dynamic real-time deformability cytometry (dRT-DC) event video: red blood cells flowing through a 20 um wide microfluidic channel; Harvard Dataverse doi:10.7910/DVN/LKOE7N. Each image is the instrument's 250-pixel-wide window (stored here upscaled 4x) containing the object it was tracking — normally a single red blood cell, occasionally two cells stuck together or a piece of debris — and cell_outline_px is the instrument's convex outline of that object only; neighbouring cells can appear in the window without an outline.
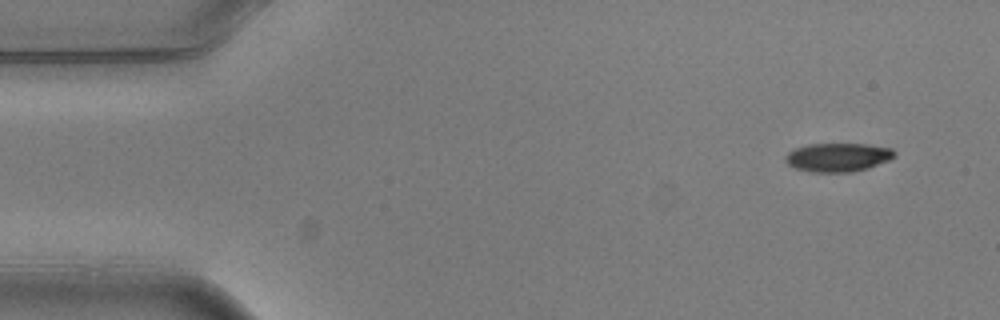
{"species": "common noctule bat (a hibernating species)", "species_latin": "Nyctalus noctula", "temperature_condition": "warm", "stored_images_in_passage": 5, "camera_frame_rate_fps": 3000, "um_per_image_px": 0.085, "animal": {"sex": "male", "body_mass_g": 20.5, "forearm_length_mm": 52.5}, "frame": {"image": 1, "passage_image": 1, "time_ms": 0.0, "image_size_px": [1000, 320], "cell_outline_px": [[896, 156], [888, 160], [868, 168], [852, 172], [812, 172], [796, 168], [788, 164], [784, 160], [784, 156], [788, 152], [796, 148], [808, 144], [864, 144], [892, 148], [896, 152]], "centroid_in_image_um": [71.22, 13.37], "position_along_channel_um": 13.8, "area_um2": 18.21}}
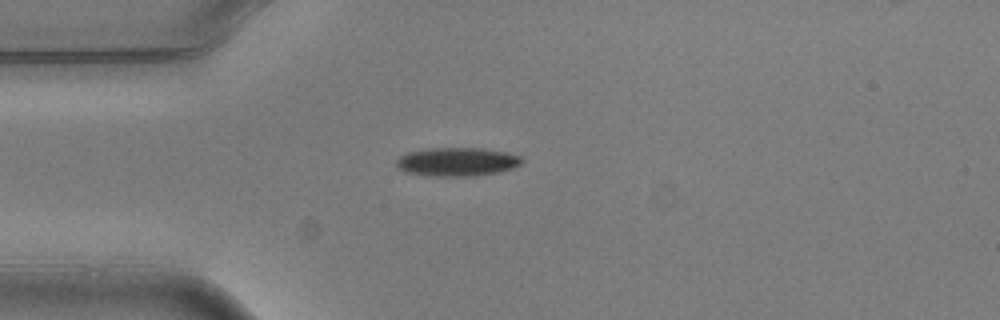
{"frame": {"image": 2, "passage_image": 4, "time_ms": 1.0, "image_size_px": [1000, 320], "cell_outline_px": [[524, 160], [520, 164], [512, 168], [500, 172], [476, 176], [428, 176], [404, 172], [396, 168], [396, 160], [400, 156], [408, 152], [432, 148], [484, 148], [508, 152], [520, 156]], "centroid_in_image_um": [38.85, 13.76], "position_along_channel_um": 46.2, "area_um2": 21.21}}